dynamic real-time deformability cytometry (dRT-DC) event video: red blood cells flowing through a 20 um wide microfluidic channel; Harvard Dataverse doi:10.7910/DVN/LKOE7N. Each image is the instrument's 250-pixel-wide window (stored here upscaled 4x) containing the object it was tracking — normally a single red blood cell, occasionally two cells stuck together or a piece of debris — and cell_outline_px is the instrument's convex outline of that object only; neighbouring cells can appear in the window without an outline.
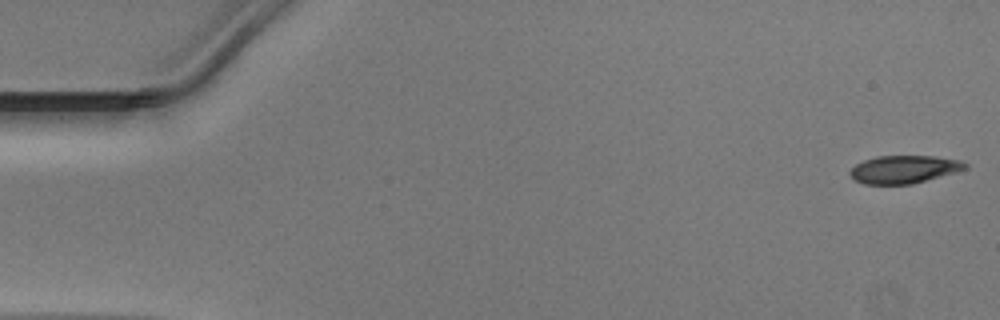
{"species": "Egyptian fruit bat (a non-hibernating species)", "species_latin": "Rousettus aegyptiacus", "temperature_condition": "warm", "stored_images_in_passage": 45, "camera_frame_rate_fps": 3000, "um_per_image_px": 0.085, "animal": {"sex": "male"}, "frame": {"image": 1, "passage_image": 1, "time_ms": 0.0, "image_size_px": [1000, 320], "cell_outline_px": [[968, 168], [956, 172], [912, 184], [864, 184], [856, 180], [848, 172], [856, 164], [864, 160], [876, 156], [936, 156], [960, 160], [968, 164]], "centroid_in_image_um": [76.86, 14.39], "position_along_channel_um": 8.1, "area_um2": 18.67}}
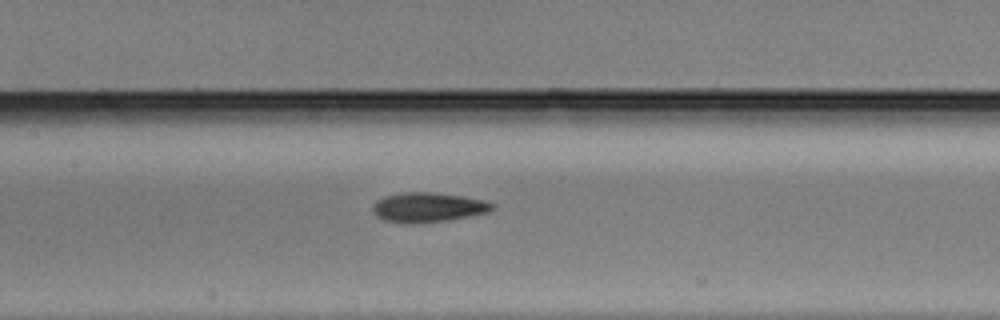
{"frame": {"image": 2, "passage_image": 23, "time_ms": 7.333, "image_size_px": [1000, 320], "cell_outline_px": [[496, 208], [488, 212], [472, 216], [448, 220], [416, 224], [404, 224], [384, 220], [376, 216], [372, 212], [372, 208], [376, 200], [384, 196], [404, 192], [436, 192], [464, 196], [484, 200], [496, 204]], "centroid_in_image_um": [36.4, 17.63], "position_along_channel_um": 171.0, "area_um2": 21.15}}
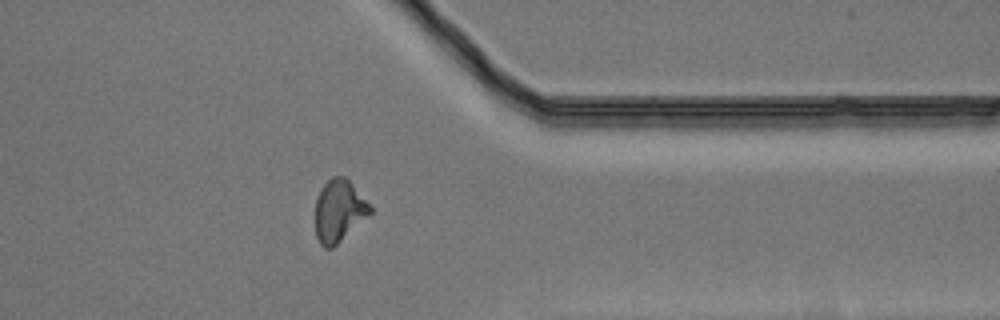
{"frame": {"image": 3, "passage_image": 39, "time_ms": 12.667, "image_size_px": [1000, 320], "cell_outline_px": [[372, 212], [332, 248], [324, 248], [320, 244], [316, 236], [316, 200], [320, 188], [332, 176], [344, 176], [352, 184], [372, 208]], "centroid_in_image_um": [28.79, 17.91], "position_along_channel_um": 382.6, "area_um2": 19.48}}